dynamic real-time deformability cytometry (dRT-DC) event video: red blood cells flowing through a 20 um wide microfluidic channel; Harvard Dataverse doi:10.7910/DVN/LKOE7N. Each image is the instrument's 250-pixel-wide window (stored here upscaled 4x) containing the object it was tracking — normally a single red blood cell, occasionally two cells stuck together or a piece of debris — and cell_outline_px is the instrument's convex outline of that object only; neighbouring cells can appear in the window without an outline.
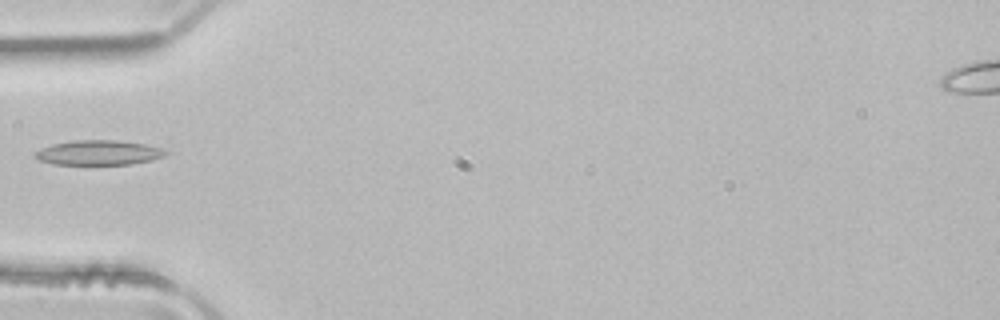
{"species": "common noctule bat (a hibernating species)", "species_latin": "Nyctalus noctula", "temperature_condition": "room temperature", "stored_images_in_passage": 5, "camera_frame_rate_fps": 3000, "um_per_image_px": 0.085, "animal": {"sex": "male", "body_mass_g": 21.5, "forearm_length_mm": 52.0}, "frame": {"image": 1, "passage_image": 5, "time_ms": 1.333, "image_size_px": [1000, 320], "cell_outline_px": [[168, 152], [164, 156], [152, 160], [132, 164], [52, 164], [40, 160], [36, 156], [36, 152], [40, 148], [52, 144], [72, 140], [116, 140], [144, 144], [160, 148]], "centroid_in_image_um": [8.38, 12.97], "position_along_channel_um": 76.6, "area_um2": 18.67}}